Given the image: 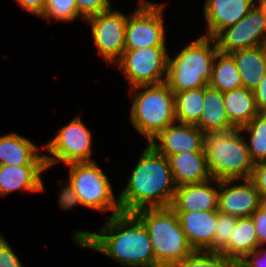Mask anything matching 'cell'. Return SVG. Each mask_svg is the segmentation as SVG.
<instances>
[{"label": "cell", "mask_w": 266, "mask_h": 267, "mask_svg": "<svg viewBox=\"0 0 266 267\" xmlns=\"http://www.w3.org/2000/svg\"><path fill=\"white\" fill-rule=\"evenodd\" d=\"M74 245L114 260L122 267H156L155 254L146 226L134 213L108 216L93 232H71Z\"/></svg>", "instance_id": "cell-1"}, {"label": "cell", "mask_w": 266, "mask_h": 267, "mask_svg": "<svg viewBox=\"0 0 266 267\" xmlns=\"http://www.w3.org/2000/svg\"><path fill=\"white\" fill-rule=\"evenodd\" d=\"M141 151L118 199L121 213L171 206L176 185L169 160L150 143Z\"/></svg>", "instance_id": "cell-2"}, {"label": "cell", "mask_w": 266, "mask_h": 267, "mask_svg": "<svg viewBox=\"0 0 266 267\" xmlns=\"http://www.w3.org/2000/svg\"><path fill=\"white\" fill-rule=\"evenodd\" d=\"M204 149L212 178L218 181L251 178L255 163L240 129L227 127L207 131Z\"/></svg>", "instance_id": "cell-3"}, {"label": "cell", "mask_w": 266, "mask_h": 267, "mask_svg": "<svg viewBox=\"0 0 266 267\" xmlns=\"http://www.w3.org/2000/svg\"><path fill=\"white\" fill-rule=\"evenodd\" d=\"M217 52L215 38L200 34L175 52V56L169 53L165 83L173 92L207 86L211 81Z\"/></svg>", "instance_id": "cell-4"}, {"label": "cell", "mask_w": 266, "mask_h": 267, "mask_svg": "<svg viewBox=\"0 0 266 267\" xmlns=\"http://www.w3.org/2000/svg\"><path fill=\"white\" fill-rule=\"evenodd\" d=\"M128 92L132 96L128 119L146 143L176 122L174 92L165 82L136 86Z\"/></svg>", "instance_id": "cell-5"}, {"label": "cell", "mask_w": 266, "mask_h": 267, "mask_svg": "<svg viewBox=\"0 0 266 267\" xmlns=\"http://www.w3.org/2000/svg\"><path fill=\"white\" fill-rule=\"evenodd\" d=\"M146 226L156 267H172L190 256V246L178 215L170 208H144L134 213Z\"/></svg>", "instance_id": "cell-6"}, {"label": "cell", "mask_w": 266, "mask_h": 267, "mask_svg": "<svg viewBox=\"0 0 266 267\" xmlns=\"http://www.w3.org/2000/svg\"><path fill=\"white\" fill-rule=\"evenodd\" d=\"M92 162H74L64 165L68 168L66 179L77 194L82 208L110 213V217L121 213L118 193L102 167Z\"/></svg>", "instance_id": "cell-7"}, {"label": "cell", "mask_w": 266, "mask_h": 267, "mask_svg": "<svg viewBox=\"0 0 266 267\" xmlns=\"http://www.w3.org/2000/svg\"><path fill=\"white\" fill-rule=\"evenodd\" d=\"M80 115L77 114L70 122L58 128L55 136L44 144V150L47 151L44 157L48 170L61 163L67 165L74 162L96 161L92 157L94 131L87 127Z\"/></svg>", "instance_id": "cell-8"}, {"label": "cell", "mask_w": 266, "mask_h": 267, "mask_svg": "<svg viewBox=\"0 0 266 267\" xmlns=\"http://www.w3.org/2000/svg\"><path fill=\"white\" fill-rule=\"evenodd\" d=\"M129 13L125 31V50L148 47H167V24L164 20L167 4L138 0Z\"/></svg>", "instance_id": "cell-9"}, {"label": "cell", "mask_w": 266, "mask_h": 267, "mask_svg": "<svg viewBox=\"0 0 266 267\" xmlns=\"http://www.w3.org/2000/svg\"><path fill=\"white\" fill-rule=\"evenodd\" d=\"M168 56V47L125 50L114 66L123 74L124 79H127V89L141 85H156L166 80Z\"/></svg>", "instance_id": "cell-10"}, {"label": "cell", "mask_w": 266, "mask_h": 267, "mask_svg": "<svg viewBox=\"0 0 266 267\" xmlns=\"http://www.w3.org/2000/svg\"><path fill=\"white\" fill-rule=\"evenodd\" d=\"M113 6L107 11L85 20L90 27L91 37L97 54L106 65H115L125 51V31L129 14L114 10Z\"/></svg>", "instance_id": "cell-11"}, {"label": "cell", "mask_w": 266, "mask_h": 267, "mask_svg": "<svg viewBox=\"0 0 266 267\" xmlns=\"http://www.w3.org/2000/svg\"><path fill=\"white\" fill-rule=\"evenodd\" d=\"M218 51L231 54L238 50L266 46V12L257 1L248 14L215 37Z\"/></svg>", "instance_id": "cell-12"}, {"label": "cell", "mask_w": 266, "mask_h": 267, "mask_svg": "<svg viewBox=\"0 0 266 267\" xmlns=\"http://www.w3.org/2000/svg\"><path fill=\"white\" fill-rule=\"evenodd\" d=\"M262 198L251 179L219 181L218 211L236 217H250Z\"/></svg>", "instance_id": "cell-13"}, {"label": "cell", "mask_w": 266, "mask_h": 267, "mask_svg": "<svg viewBox=\"0 0 266 267\" xmlns=\"http://www.w3.org/2000/svg\"><path fill=\"white\" fill-rule=\"evenodd\" d=\"M149 143L167 158L183 152H205V133L194 124L175 122Z\"/></svg>", "instance_id": "cell-14"}, {"label": "cell", "mask_w": 266, "mask_h": 267, "mask_svg": "<svg viewBox=\"0 0 266 267\" xmlns=\"http://www.w3.org/2000/svg\"><path fill=\"white\" fill-rule=\"evenodd\" d=\"M257 0H205L203 18L206 31L202 36L215 38L223 29L245 17Z\"/></svg>", "instance_id": "cell-15"}, {"label": "cell", "mask_w": 266, "mask_h": 267, "mask_svg": "<svg viewBox=\"0 0 266 267\" xmlns=\"http://www.w3.org/2000/svg\"><path fill=\"white\" fill-rule=\"evenodd\" d=\"M46 165H0V197L10 193H41L45 191L43 174Z\"/></svg>", "instance_id": "cell-16"}, {"label": "cell", "mask_w": 266, "mask_h": 267, "mask_svg": "<svg viewBox=\"0 0 266 267\" xmlns=\"http://www.w3.org/2000/svg\"><path fill=\"white\" fill-rule=\"evenodd\" d=\"M219 181L211 178L201 183L176 188L170 208L173 211L218 210Z\"/></svg>", "instance_id": "cell-17"}, {"label": "cell", "mask_w": 266, "mask_h": 267, "mask_svg": "<svg viewBox=\"0 0 266 267\" xmlns=\"http://www.w3.org/2000/svg\"><path fill=\"white\" fill-rule=\"evenodd\" d=\"M42 148V149H41ZM44 145L16 132L0 134V165H46Z\"/></svg>", "instance_id": "cell-18"}, {"label": "cell", "mask_w": 266, "mask_h": 267, "mask_svg": "<svg viewBox=\"0 0 266 267\" xmlns=\"http://www.w3.org/2000/svg\"><path fill=\"white\" fill-rule=\"evenodd\" d=\"M174 212L190 246L195 251H206L213 244L218 210Z\"/></svg>", "instance_id": "cell-19"}, {"label": "cell", "mask_w": 266, "mask_h": 267, "mask_svg": "<svg viewBox=\"0 0 266 267\" xmlns=\"http://www.w3.org/2000/svg\"><path fill=\"white\" fill-rule=\"evenodd\" d=\"M176 187L211 179L206 152H183L168 157Z\"/></svg>", "instance_id": "cell-20"}, {"label": "cell", "mask_w": 266, "mask_h": 267, "mask_svg": "<svg viewBox=\"0 0 266 267\" xmlns=\"http://www.w3.org/2000/svg\"><path fill=\"white\" fill-rule=\"evenodd\" d=\"M231 55L237 64L243 87L254 91L266 74V46L238 50Z\"/></svg>", "instance_id": "cell-21"}, {"label": "cell", "mask_w": 266, "mask_h": 267, "mask_svg": "<svg viewBox=\"0 0 266 267\" xmlns=\"http://www.w3.org/2000/svg\"><path fill=\"white\" fill-rule=\"evenodd\" d=\"M223 102L230 123L237 129L247 125L260 113L256 107L254 91L245 87L223 93Z\"/></svg>", "instance_id": "cell-22"}, {"label": "cell", "mask_w": 266, "mask_h": 267, "mask_svg": "<svg viewBox=\"0 0 266 267\" xmlns=\"http://www.w3.org/2000/svg\"><path fill=\"white\" fill-rule=\"evenodd\" d=\"M259 246L251 216L237 217L236 226L230 236V240L219 253L237 263L246 254L256 250Z\"/></svg>", "instance_id": "cell-23"}, {"label": "cell", "mask_w": 266, "mask_h": 267, "mask_svg": "<svg viewBox=\"0 0 266 267\" xmlns=\"http://www.w3.org/2000/svg\"><path fill=\"white\" fill-rule=\"evenodd\" d=\"M203 133L214 129L234 127L227 117L223 102V92L205 86L203 112L195 124Z\"/></svg>", "instance_id": "cell-24"}, {"label": "cell", "mask_w": 266, "mask_h": 267, "mask_svg": "<svg viewBox=\"0 0 266 267\" xmlns=\"http://www.w3.org/2000/svg\"><path fill=\"white\" fill-rule=\"evenodd\" d=\"M208 85L223 93L243 87L237 64L231 54L217 52Z\"/></svg>", "instance_id": "cell-25"}, {"label": "cell", "mask_w": 266, "mask_h": 267, "mask_svg": "<svg viewBox=\"0 0 266 267\" xmlns=\"http://www.w3.org/2000/svg\"><path fill=\"white\" fill-rule=\"evenodd\" d=\"M205 86L174 92L176 122L196 124L203 112Z\"/></svg>", "instance_id": "cell-26"}, {"label": "cell", "mask_w": 266, "mask_h": 267, "mask_svg": "<svg viewBox=\"0 0 266 267\" xmlns=\"http://www.w3.org/2000/svg\"><path fill=\"white\" fill-rule=\"evenodd\" d=\"M240 131L244 133L252 161H266V113H259Z\"/></svg>", "instance_id": "cell-27"}, {"label": "cell", "mask_w": 266, "mask_h": 267, "mask_svg": "<svg viewBox=\"0 0 266 267\" xmlns=\"http://www.w3.org/2000/svg\"><path fill=\"white\" fill-rule=\"evenodd\" d=\"M42 20L71 24L83 20L77 12L76 0H47L46 7L39 17Z\"/></svg>", "instance_id": "cell-28"}, {"label": "cell", "mask_w": 266, "mask_h": 267, "mask_svg": "<svg viewBox=\"0 0 266 267\" xmlns=\"http://www.w3.org/2000/svg\"><path fill=\"white\" fill-rule=\"evenodd\" d=\"M172 267H237V263L220 253L194 251L190 256L175 263Z\"/></svg>", "instance_id": "cell-29"}, {"label": "cell", "mask_w": 266, "mask_h": 267, "mask_svg": "<svg viewBox=\"0 0 266 267\" xmlns=\"http://www.w3.org/2000/svg\"><path fill=\"white\" fill-rule=\"evenodd\" d=\"M236 222V216L218 211L216 228L213 235V244L206 251L219 253L228 244L230 236L236 226Z\"/></svg>", "instance_id": "cell-30"}, {"label": "cell", "mask_w": 266, "mask_h": 267, "mask_svg": "<svg viewBox=\"0 0 266 267\" xmlns=\"http://www.w3.org/2000/svg\"><path fill=\"white\" fill-rule=\"evenodd\" d=\"M111 0H76L78 15L85 21L112 7Z\"/></svg>", "instance_id": "cell-31"}, {"label": "cell", "mask_w": 266, "mask_h": 267, "mask_svg": "<svg viewBox=\"0 0 266 267\" xmlns=\"http://www.w3.org/2000/svg\"><path fill=\"white\" fill-rule=\"evenodd\" d=\"M59 186L58 190H56L59 192L56 193L58 195L57 202L63 211L68 212V210H74V208L77 209V206H82L77 194L72 188V185L68 182L67 179H63Z\"/></svg>", "instance_id": "cell-32"}, {"label": "cell", "mask_w": 266, "mask_h": 267, "mask_svg": "<svg viewBox=\"0 0 266 267\" xmlns=\"http://www.w3.org/2000/svg\"><path fill=\"white\" fill-rule=\"evenodd\" d=\"M17 255L5 235L0 232V267H24L25 265Z\"/></svg>", "instance_id": "cell-33"}, {"label": "cell", "mask_w": 266, "mask_h": 267, "mask_svg": "<svg viewBox=\"0 0 266 267\" xmlns=\"http://www.w3.org/2000/svg\"><path fill=\"white\" fill-rule=\"evenodd\" d=\"M259 245H266V200H262L260 207L251 216Z\"/></svg>", "instance_id": "cell-34"}, {"label": "cell", "mask_w": 266, "mask_h": 267, "mask_svg": "<svg viewBox=\"0 0 266 267\" xmlns=\"http://www.w3.org/2000/svg\"><path fill=\"white\" fill-rule=\"evenodd\" d=\"M237 267H266V245H260L256 250L246 254Z\"/></svg>", "instance_id": "cell-35"}, {"label": "cell", "mask_w": 266, "mask_h": 267, "mask_svg": "<svg viewBox=\"0 0 266 267\" xmlns=\"http://www.w3.org/2000/svg\"><path fill=\"white\" fill-rule=\"evenodd\" d=\"M252 182L262 200H266V161L257 162L254 164L253 172L251 175Z\"/></svg>", "instance_id": "cell-36"}, {"label": "cell", "mask_w": 266, "mask_h": 267, "mask_svg": "<svg viewBox=\"0 0 266 267\" xmlns=\"http://www.w3.org/2000/svg\"><path fill=\"white\" fill-rule=\"evenodd\" d=\"M16 4L24 11L28 12L31 15H35L38 18L42 15L47 0H15Z\"/></svg>", "instance_id": "cell-37"}, {"label": "cell", "mask_w": 266, "mask_h": 267, "mask_svg": "<svg viewBox=\"0 0 266 267\" xmlns=\"http://www.w3.org/2000/svg\"><path fill=\"white\" fill-rule=\"evenodd\" d=\"M254 94L257 110L260 113H266V74L254 90Z\"/></svg>", "instance_id": "cell-38"}, {"label": "cell", "mask_w": 266, "mask_h": 267, "mask_svg": "<svg viewBox=\"0 0 266 267\" xmlns=\"http://www.w3.org/2000/svg\"><path fill=\"white\" fill-rule=\"evenodd\" d=\"M261 6L264 8L265 12H266V0H257Z\"/></svg>", "instance_id": "cell-39"}]
</instances>
